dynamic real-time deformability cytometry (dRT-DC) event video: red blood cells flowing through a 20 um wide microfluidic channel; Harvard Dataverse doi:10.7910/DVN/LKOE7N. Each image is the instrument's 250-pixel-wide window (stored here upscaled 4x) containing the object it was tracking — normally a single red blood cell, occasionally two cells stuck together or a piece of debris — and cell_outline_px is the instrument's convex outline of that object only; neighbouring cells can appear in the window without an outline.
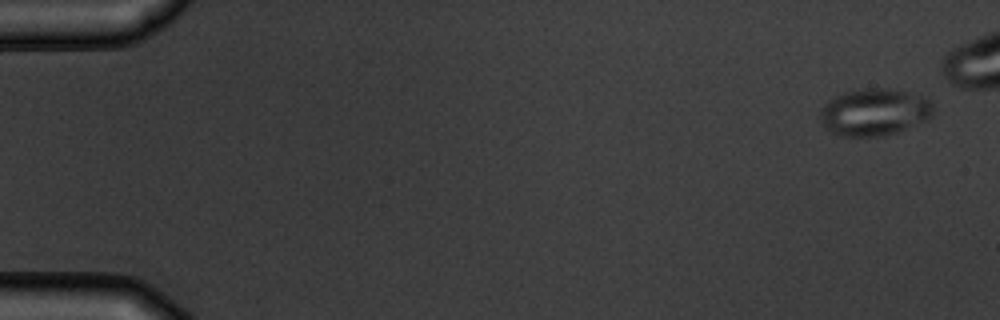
{"species": "common noctule bat (a hibernating species)", "species_latin": "Nyctalus noctula", "temperature_condition": "warm", "stored_images_in_passage": 6, "camera_frame_rate_fps": 3000, "um_per_image_px": 0.085, "animal": {"sex": "male", "body_mass_g": 19.5, "forearm_length_mm": 54.6}, "frame": {"image": 1, "passage_image": 1, "time_ms": 0.0, "image_size_px": [1000, 320], "cell_outline_px": [[932, 116], [928, 120], [896, 132], [884, 136], [844, 136], [832, 132], [824, 128], [820, 120], [820, 112], [836, 96], [848, 92], [864, 88], [888, 88], [924, 96], [932, 100]], "centroid_in_image_um": [74.37, 9.54], "position_along_channel_um": 10.6, "area_um2": 30.75}}